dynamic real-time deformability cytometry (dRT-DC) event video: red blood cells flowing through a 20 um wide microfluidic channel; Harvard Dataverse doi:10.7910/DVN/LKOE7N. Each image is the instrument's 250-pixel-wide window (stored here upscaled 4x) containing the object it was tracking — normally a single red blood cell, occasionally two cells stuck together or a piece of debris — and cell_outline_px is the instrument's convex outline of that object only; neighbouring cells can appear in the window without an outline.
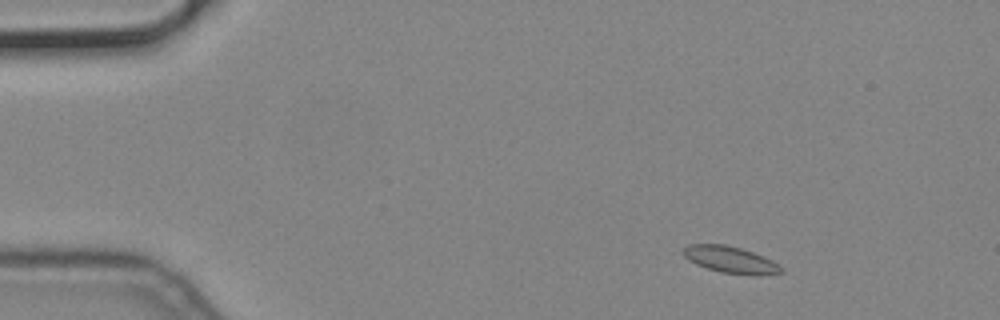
{"species": "common noctule bat (a hibernating species)", "species_latin": "Nyctalus noctula", "temperature_condition": "cold", "stored_images_in_passage": 55, "camera_frame_rate_fps": 3000, "um_per_image_px": 0.085, "animal": {"sex": "male", "body_mass_g": 19.2, "forearm_length_mm": 51.8}, "frame": {"image": 1, "passage_image": 6, "time_ms": 1.667, "image_size_px": [1000, 320], "cell_outline_px": [[784, 272], [756, 276], [720, 272], [696, 264], [688, 260], [684, 256], [684, 248], [688, 244], [724, 244], [740, 248], [764, 256], [772, 260], [784, 268]], "centroid_in_image_um": [62.13, 22.08], "position_along_channel_um": 22.9, "area_um2": 15.26}}
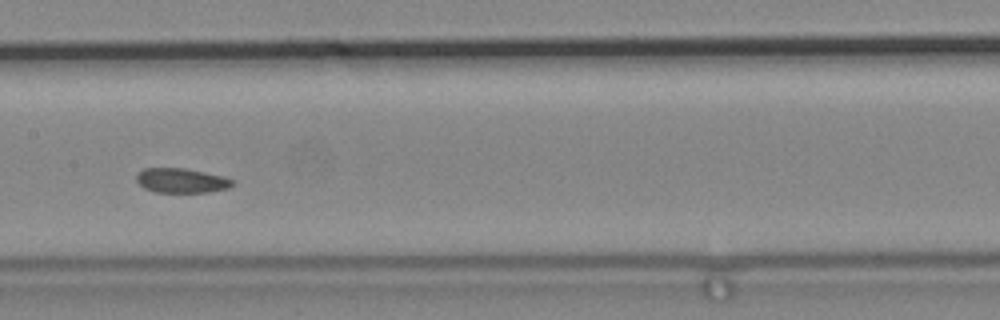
{"frame": {"image": 2, "passage_image": 27, "time_ms": 8.667, "image_size_px": [1000, 320], "cell_outline_px": [[236, 184], [228, 188], [208, 192], [156, 192], [144, 188], [136, 180], [136, 172], [144, 168], [184, 168], [204, 172], [236, 180]], "centroid_in_image_um": [15.42, 15.34], "position_along_channel_um": 192.0, "area_um2": 13.81}}
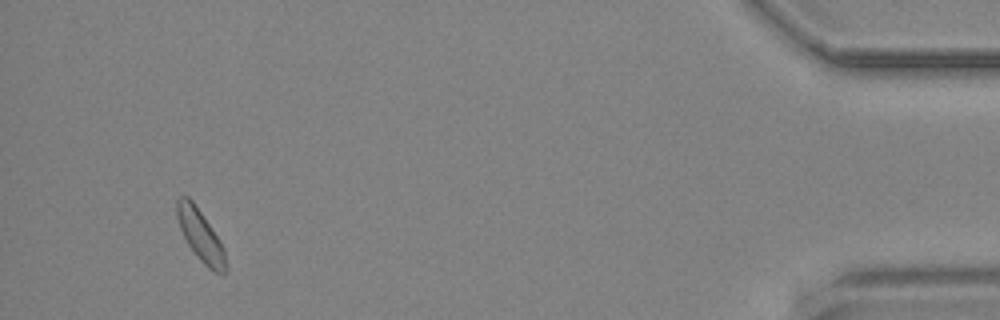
{"frame": {"image": 3, "passage_image": 52, "time_ms": 17.0, "image_size_px": [1000, 320], "cell_outline_px": [[228, 272], [224, 276], [208, 268], [200, 260], [188, 244], [180, 228], [176, 216], [176, 200], [180, 196], [188, 196], [192, 200], [220, 240], [224, 248], [228, 268]], "centroid_in_image_um": [17.07, 20.05], "position_along_channel_um": 418.1, "area_um2": 14.74}}